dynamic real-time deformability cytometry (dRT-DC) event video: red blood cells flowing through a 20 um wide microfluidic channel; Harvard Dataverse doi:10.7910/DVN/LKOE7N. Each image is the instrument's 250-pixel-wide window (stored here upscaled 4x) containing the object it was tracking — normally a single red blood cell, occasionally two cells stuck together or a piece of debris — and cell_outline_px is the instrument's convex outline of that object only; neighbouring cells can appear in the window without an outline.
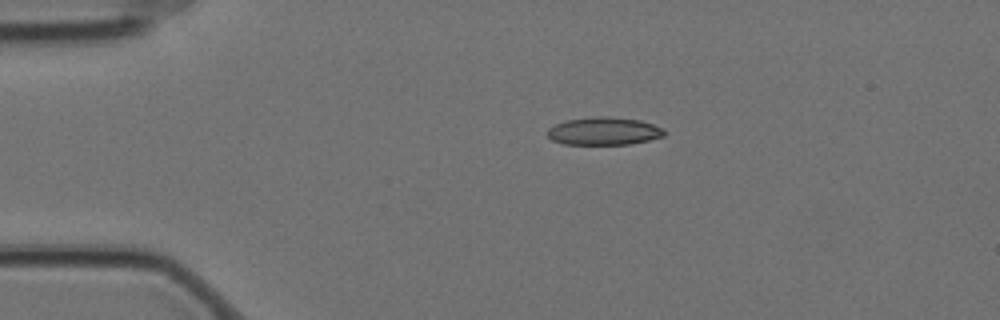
{"species": "Egyptian fruit bat (a non-hibernating species)", "species_latin": "Rousettus aegyptiacus", "temperature_condition": "cold", "stored_images_in_passage": 2, "camera_frame_rate_fps": 3000, "um_per_image_px": 0.085, "animal": {"sex": "female"}, "frame": {"image": 1, "passage_image": 1, "time_ms": 0.0, "image_size_px": [1000, 320], "cell_outline_px": [[668, 132], [664, 136], [648, 140], [628, 144], [564, 144], [552, 140], [548, 136], [548, 128], [564, 120], [600, 116], [608, 116], [640, 120], [664, 128]], "centroid_in_image_um": [51.36, 11.14], "position_along_channel_um": 33.6, "area_um2": 18.96}}